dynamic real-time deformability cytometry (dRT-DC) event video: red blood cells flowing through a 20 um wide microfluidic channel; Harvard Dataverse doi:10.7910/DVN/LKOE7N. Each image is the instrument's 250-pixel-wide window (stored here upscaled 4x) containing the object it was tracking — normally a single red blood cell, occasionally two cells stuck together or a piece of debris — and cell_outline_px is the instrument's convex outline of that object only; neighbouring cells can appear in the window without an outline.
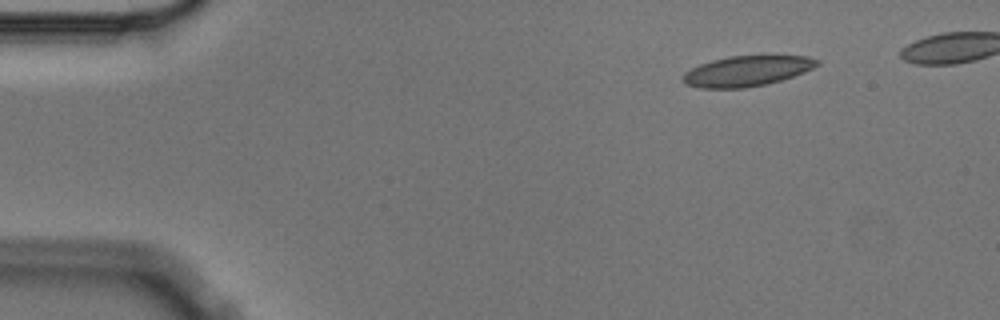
{"species": "Egyptian fruit bat (a non-hibernating species)", "species_latin": "Rousettus aegyptiacus", "temperature_condition": "cold", "stored_images_in_passage": 6, "camera_frame_rate_fps": 3000, "um_per_image_px": 0.085, "animal": {"sex": "male"}, "frame": {"image": 1, "passage_image": 1, "time_ms": 0.0, "image_size_px": [1000, 320], "cell_outline_px": [[820, 64], [804, 72], [768, 84], [744, 88], [700, 88], [684, 84], [680, 80], [684, 72], [700, 64], [712, 60], [728, 56], [764, 52], [808, 56], [820, 60]], "centroid_in_image_um": [63.53, 5.98], "position_along_channel_um": 21.5, "area_um2": 24.97}}
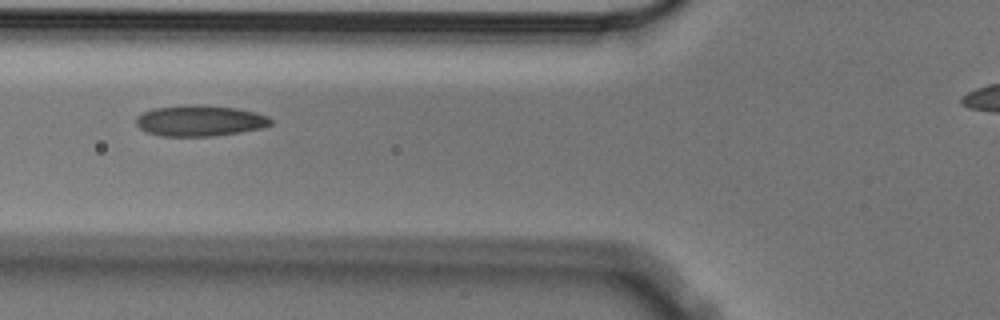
{"frame": {"image": 2, "passage_image": 5, "time_ms": 1.333, "image_size_px": [1000, 320], "cell_outline_px": [[272, 124], [260, 128], [240, 132], [216, 136], [160, 136], [148, 132], [140, 128], [136, 124], [136, 116], [152, 108], [188, 104], [204, 104], [236, 108], [256, 112], [268, 116], [272, 120]], "centroid_in_image_um": [16.98, 10.25], "position_along_channel_um": 108.8, "area_um2": 24.51}}
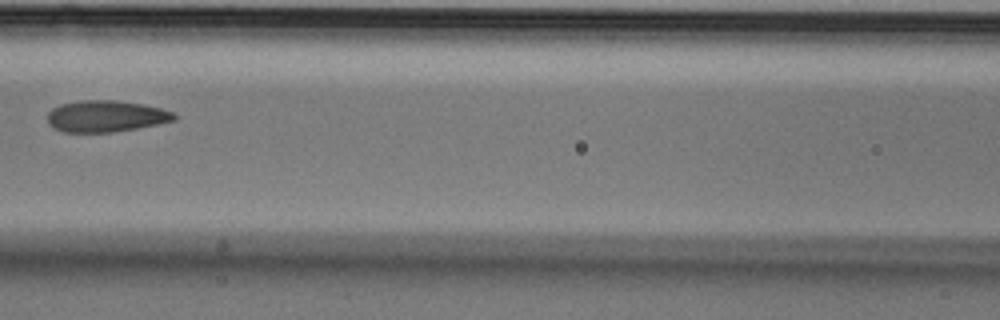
{"frame": {"image": 3, "passage_image": 6, "time_ms": 1.667, "image_size_px": [1000, 320], "cell_outline_px": [[176, 120], [136, 128], [112, 132], [60, 132], [52, 128], [48, 124], [48, 112], [52, 108], [60, 104], [80, 100], [116, 100], [140, 104], [160, 108], [172, 112], [176, 116]], "centroid_in_image_um": [8.93, 9.88], "position_along_channel_um": 157.7, "area_um2": 23.24}}